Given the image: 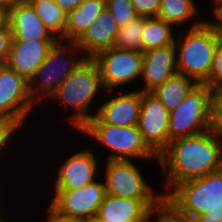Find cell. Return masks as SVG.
<instances>
[{
  "mask_svg": "<svg viewBox=\"0 0 222 222\" xmlns=\"http://www.w3.org/2000/svg\"><path fill=\"white\" fill-rule=\"evenodd\" d=\"M106 7V0H84L67 14L64 36L61 40L76 42Z\"/></svg>",
  "mask_w": 222,
  "mask_h": 222,
  "instance_id": "ffe728a7",
  "label": "cell"
},
{
  "mask_svg": "<svg viewBox=\"0 0 222 222\" xmlns=\"http://www.w3.org/2000/svg\"><path fill=\"white\" fill-rule=\"evenodd\" d=\"M0 222H7V221L4 219V217L2 218L1 213H0Z\"/></svg>",
  "mask_w": 222,
  "mask_h": 222,
  "instance_id": "60d3db41",
  "label": "cell"
},
{
  "mask_svg": "<svg viewBox=\"0 0 222 222\" xmlns=\"http://www.w3.org/2000/svg\"><path fill=\"white\" fill-rule=\"evenodd\" d=\"M213 112H222V86L213 90Z\"/></svg>",
  "mask_w": 222,
  "mask_h": 222,
  "instance_id": "d590c367",
  "label": "cell"
},
{
  "mask_svg": "<svg viewBox=\"0 0 222 222\" xmlns=\"http://www.w3.org/2000/svg\"><path fill=\"white\" fill-rule=\"evenodd\" d=\"M33 106L29 82L6 64L0 65V117L13 119L23 127Z\"/></svg>",
  "mask_w": 222,
  "mask_h": 222,
  "instance_id": "8fae6325",
  "label": "cell"
},
{
  "mask_svg": "<svg viewBox=\"0 0 222 222\" xmlns=\"http://www.w3.org/2000/svg\"><path fill=\"white\" fill-rule=\"evenodd\" d=\"M106 7L114 16L119 27L138 17L131 0H106Z\"/></svg>",
  "mask_w": 222,
  "mask_h": 222,
  "instance_id": "484cf974",
  "label": "cell"
},
{
  "mask_svg": "<svg viewBox=\"0 0 222 222\" xmlns=\"http://www.w3.org/2000/svg\"><path fill=\"white\" fill-rule=\"evenodd\" d=\"M164 199H131L105 195L95 220L107 222H147Z\"/></svg>",
  "mask_w": 222,
  "mask_h": 222,
  "instance_id": "4fadbf2b",
  "label": "cell"
},
{
  "mask_svg": "<svg viewBox=\"0 0 222 222\" xmlns=\"http://www.w3.org/2000/svg\"><path fill=\"white\" fill-rule=\"evenodd\" d=\"M95 116L87 123H107L114 126L137 125L141 108V91L121 92L108 101L102 102Z\"/></svg>",
  "mask_w": 222,
  "mask_h": 222,
  "instance_id": "9a60e30c",
  "label": "cell"
},
{
  "mask_svg": "<svg viewBox=\"0 0 222 222\" xmlns=\"http://www.w3.org/2000/svg\"><path fill=\"white\" fill-rule=\"evenodd\" d=\"M214 9L212 10L214 16L216 17L215 21L208 20L209 23L214 27L215 31L222 37V0H214Z\"/></svg>",
  "mask_w": 222,
  "mask_h": 222,
  "instance_id": "836d02e7",
  "label": "cell"
},
{
  "mask_svg": "<svg viewBox=\"0 0 222 222\" xmlns=\"http://www.w3.org/2000/svg\"><path fill=\"white\" fill-rule=\"evenodd\" d=\"M213 130L222 138V112H213Z\"/></svg>",
  "mask_w": 222,
  "mask_h": 222,
  "instance_id": "8d00e7d4",
  "label": "cell"
},
{
  "mask_svg": "<svg viewBox=\"0 0 222 222\" xmlns=\"http://www.w3.org/2000/svg\"><path fill=\"white\" fill-rule=\"evenodd\" d=\"M193 222H222V207L208 209L206 214L198 215Z\"/></svg>",
  "mask_w": 222,
  "mask_h": 222,
  "instance_id": "d6a6232c",
  "label": "cell"
},
{
  "mask_svg": "<svg viewBox=\"0 0 222 222\" xmlns=\"http://www.w3.org/2000/svg\"><path fill=\"white\" fill-rule=\"evenodd\" d=\"M23 128L17 121L0 117V155L4 153L3 151L7 149L6 147L11 142L14 134L17 130Z\"/></svg>",
  "mask_w": 222,
  "mask_h": 222,
  "instance_id": "83f0119b",
  "label": "cell"
},
{
  "mask_svg": "<svg viewBox=\"0 0 222 222\" xmlns=\"http://www.w3.org/2000/svg\"><path fill=\"white\" fill-rule=\"evenodd\" d=\"M23 1L25 0H0V6L10 10Z\"/></svg>",
  "mask_w": 222,
  "mask_h": 222,
  "instance_id": "f35d334b",
  "label": "cell"
},
{
  "mask_svg": "<svg viewBox=\"0 0 222 222\" xmlns=\"http://www.w3.org/2000/svg\"><path fill=\"white\" fill-rule=\"evenodd\" d=\"M164 204L191 221L208 209L222 207V169L179 182L164 196Z\"/></svg>",
  "mask_w": 222,
  "mask_h": 222,
  "instance_id": "3957f363",
  "label": "cell"
},
{
  "mask_svg": "<svg viewBox=\"0 0 222 222\" xmlns=\"http://www.w3.org/2000/svg\"><path fill=\"white\" fill-rule=\"evenodd\" d=\"M213 128V90L199 84L176 109L170 111L168 138L195 136Z\"/></svg>",
  "mask_w": 222,
  "mask_h": 222,
  "instance_id": "8992f818",
  "label": "cell"
},
{
  "mask_svg": "<svg viewBox=\"0 0 222 222\" xmlns=\"http://www.w3.org/2000/svg\"><path fill=\"white\" fill-rule=\"evenodd\" d=\"M78 132L95 139L110 149L106 160H158L142 139L137 125L114 126L107 123H86Z\"/></svg>",
  "mask_w": 222,
  "mask_h": 222,
  "instance_id": "52a82bcc",
  "label": "cell"
},
{
  "mask_svg": "<svg viewBox=\"0 0 222 222\" xmlns=\"http://www.w3.org/2000/svg\"><path fill=\"white\" fill-rule=\"evenodd\" d=\"M9 27V10L0 6V30Z\"/></svg>",
  "mask_w": 222,
  "mask_h": 222,
  "instance_id": "74e56055",
  "label": "cell"
},
{
  "mask_svg": "<svg viewBox=\"0 0 222 222\" xmlns=\"http://www.w3.org/2000/svg\"><path fill=\"white\" fill-rule=\"evenodd\" d=\"M55 41L11 40L6 65L28 82L46 59Z\"/></svg>",
  "mask_w": 222,
  "mask_h": 222,
  "instance_id": "2e32d148",
  "label": "cell"
},
{
  "mask_svg": "<svg viewBox=\"0 0 222 222\" xmlns=\"http://www.w3.org/2000/svg\"><path fill=\"white\" fill-rule=\"evenodd\" d=\"M172 28L159 17H144L142 52L173 45L176 37Z\"/></svg>",
  "mask_w": 222,
  "mask_h": 222,
  "instance_id": "603a6c76",
  "label": "cell"
},
{
  "mask_svg": "<svg viewBox=\"0 0 222 222\" xmlns=\"http://www.w3.org/2000/svg\"><path fill=\"white\" fill-rule=\"evenodd\" d=\"M34 8L42 23L57 38L64 36L67 14L54 0H27Z\"/></svg>",
  "mask_w": 222,
  "mask_h": 222,
  "instance_id": "cb8c5ba5",
  "label": "cell"
},
{
  "mask_svg": "<svg viewBox=\"0 0 222 222\" xmlns=\"http://www.w3.org/2000/svg\"><path fill=\"white\" fill-rule=\"evenodd\" d=\"M11 40L12 32L9 27L0 30V65L5 64L8 59Z\"/></svg>",
  "mask_w": 222,
  "mask_h": 222,
  "instance_id": "4dcf8cb0",
  "label": "cell"
},
{
  "mask_svg": "<svg viewBox=\"0 0 222 222\" xmlns=\"http://www.w3.org/2000/svg\"><path fill=\"white\" fill-rule=\"evenodd\" d=\"M166 175L167 192L179 182L222 169V138L212 129L170 142L157 160Z\"/></svg>",
  "mask_w": 222,
  "mask_h": 222,
  "instance_id": "6da1fadb",
  "label": "cell"
},
{
  "mask_svg": "<svg viewBox=\"0 0 222 222\" xmlns=\"http://www.w3.org/2000/svg\"><path fill=\"white\" fill-rule=\"evenodd\" d=\"M215 90L222 86V37H219L213 53L212 66L208 79L203 83Z\"/></svg>",
  "mask_w": 222,
  "mask_h": 222,
  "instance_id": "4316f807",
  "label": "cell"
},
{
  "mask_svg": "<svg viewBox=\"0 0 222 222\" xmlns=\"http://www.w3.org/2000/svg\"><path fill=\"white\" fill-rule=\"evenodd\" d=\"M84 0H54V2L66 13L69 14L77 8Z\"/></svg>",
  "mask_w": 222,
  "mask_h": 222,
  "instance_id": "e575fe53",
  "label": "cell"
},
{
  "mask_svg": "<svg viewBox=\"0 0 222 222\" xmlns=\"http://www.w3.org/2000/svg\"><path fill=\"white\" fill-rule=\"evenodd\" d=\"M47 219L44 222H82L78 219L72 218L69 215L61 213L52 204L47 207Z\"/></svg>",
  "mask_w": 222,
  "mask_h": 222,
  "instance_id": "1f68e13d",
  "label": "cell"
},
{
  "mask_svg": "<svg viewBox=\"0 0 222 222\" xmlns=\"http://www.w3.org/2000/svg\"><path fill=\"white\" fill-rule=\"evenodd\" d=\"M85 59L76 42L57 39L29 81V93L34 103L37 104L40 100L42 103L44 98L49 100L55 90Z\"/></svg>",
  "mask_w": 222,
  "mask_h": 222,
  "instance_id": "5b68a950",
  "label": "cell"
},
{
  "mask_svg": "<svg viewBox=\"0 0 222 222\" xmlns=\"http://www.w3.org/2000/svg\"><path fill=\"white\" fill-rule=\"evenodd\" d=\"M9 28L12 32V40H57L50 30L44 26L27 0L9 10Z\"/></svg>",
  "mask_w": 222,
  "mask_h": 222,
  "instance_id": "d6986e66",
  "label": "cell"
},
{
  "mask_svg": "<svg viewBox=\"0 0 222 222\" xmlns=\"http://www.w3.org/2000/svg\"><path fill=\"white\" fill-rule=\"evenodd\" d=\"M118 29L114 16L105 7L76 44L86 58H94L99 52L114 47Z\"/></svg>",
  "mask_w": 222,
  "mask_h": 222,
  "instance_id": "ac0fdd59",
  "label": "cell"
},
{
  "mask_svg": "<svg viewBox=\"0 0 222 222\" xmlns=\"http://www.w3.org/2000/svg\"><path fill=\"white\" fill-rule=\"evenodd\" d=\"M134 160H106V195L131 199H164L146 182ZM154 191V192H153Z\"/></svg>",
  "mask_w": 222,
  "mask_h": 222,
  "instance_id": "ba28073f",
  "label": "cell"
},
{
  "mask_svg": "<svg viewBox=\"0 0 222 222\" xmlns=\"http://www.w3.org/2000/svg\"><path fill=\"white\" fill-rule=\"evenodd\" d=\"M50 202L61 213L80 221L94 219L106 195L105 184L95 180L77 190H53Z\"/></svg>",
  "mask_w": 222,
  "mask_h": 222,
  "instance_id": "7c38bea8",
  "label": "cell"
},
{
  "mask_svg": "<svg viewBox=\"0 0 222 222\" xmlns=\"http://www.w3.org/2000/svg\"><path fill=\"white\" fill-rule=\"evenodd\" d=\"M198 5L194 0H161V7L157 17L164 20L172 27L185 25L189 22L188 28L201 25L206 19L197 15ZM198 16V17H196ZM192 20V21H191Z\"/></svg>",
  "mask_w": 222,
  "mask_h": 222,
  "instance_id": "44dd1931",
  "label": "cell"
},
{
  "mask_svg": "<svg viewBox=\"0 0 222 222\" xmlns=\"http://www.w3.org/2000/svg\"><path fill=\"white\" fill-rule=\"evenodd\" d=\"M82 222H106V220H95V219H89V220H84Z\"/></svg>",
  "mask_w": 222,
  "mask_h": 222,
  "instance_id": "ab89813d",
  "label": "cell"
},
{
  "mask_svg": "<svg viewBox=\"0 0 222 222\" xmlns=\"http://www.w3.org/2000/svg\"><path fill=\"white\" fill-rule=\"evenodd\" d=\"M169 115L170 112L152 91H141V108L137 127L144 143L157 157L170 144Z\"/></svg>",
  "mask_w": 222,
  "mask_h": 222,
  "instance_id": "30bf717a",
  "label": "cell"
},
{
  "mask_svg": "<svg viewBox=\"0 0 222 222\" xmlns=\"http://www.w3.org/2000/svg\"><path fill=\"white\" fill-rule=\"evenodd\" d=\"M99 90L104 91L98 64L93 58H86L65 79V81L49 97L68 105L73 113L69 116V124L79 131L93 116L88 110ZM88 111V112H87ZM90 113V114H89Z\"/></svg>",
  "mask_w": 222,
  "mask_h": 222,
  "instance_id": "7a4b0ae2",
  "label": "cell"
},
{
  "mask_svg": "<svg viewBox=\"0 0 222 222\" xmlns=\"http://www.w3.org/2000/svg\"><path fill=\"white\" fill-rule=\"evenodd\" d=\"M156 221L154 222H193L188 219L177 216L169 207L163 204L160 208L153 212Z\"/></svg>",
  "mask_w": 222,
  "mask_h": 222,
  "instance_id": "f546056e",
  "label": "cell"
},
{
  "mask_svg": "<svg viewBox=\"0 0 222 222\" xmlns=\"http://www.w3.org/2000/svg\"><path fill=\"white\" fill-rule=\"evenodd\" d=\"M152 217H153V213H152V215H151V217H150V220H148L147 222H152V221H151Z\"/></svg>",
  "mask_w": 222,
  "mask_h": 222,
  "instance_id": "b9f144b4",
  "label": "cell"
},
{
  "mask_svg": "<svg viewBox=\"0 0 222 222\" xmlns=\"http://www.w3.org/2000/svg\"><path fill=\"white\" fill-rule=\"evenodd\" d=\"M198 85L194 79L177 73L152 92L170 112L176 109L180 102Z\"/></svg>",
  "mask_w": 222,
  "mask_h": 222,
  "instance_id": "7402d4cb",
  "label": "cell"
},
{
  "mask_svg": "<svg viewBox=\"0 0 222 222\" xmlns=\"http://www.w3.org/2000/svg\"><path fill=\"white\" fill-rule=\"evenodd\" d=\"M187 30L185 35H178L174 42L177 72L203 84L209 77L213 53L220 35L208 20Z\"/></svg>",
  "mask_w": 222,
  "mask_h": 222,
  "instance_id": "277c9868",
  "label": "cell"
},
{
  "mask_svg": "<svg viewBox=\"0 0 222 222\" xmlns=\"http://www.w3.org/2000/svg\"><path fill=\"white\" fill-rule=\"evenodd\" d=\"M138 16L157 17L161 0H131Z\"/></svg>",
  "mask_w": 222,
  "mask_h": 222,
  "instance_id": "f1b7e54d",
  "label": "cell"
},
{
  "mask_svg": "<svg viewBox=\"0 0 222 222\" xmlns=\"http://www.w3.org/2000/svg\"><path fill=\"white\" fill-rule=\"evenodd\" d=\"M100 70L104 91L122 88L135 79H141L143 52L111 47L94 58Z\"/></svg>",
  "mask_w": 222,
  "mask_h": 222,
  "instance_id": "9c48e42d",
  "label": "cell"
},
{
  "mask_svg": "<svg viewBox=\"0 0 222 222\" xmlns=\"http://www.w3.org/2000/svg\"><path fill=\"white\" fill-rule=\"evenodd\" d=\"M175 44L143 52L141 79L145 82L139 91H153L177 74Z\"/></svg>",
  "mask_w": 222,
  "mask_h": 222,
  "instance_id": "e0dca14e",
  "label": "cell"
},
{
  "mask_svg": "<svg viewBox=\"0 0 222 222\" xmlns=\"http://www.w3.org/2000/svg\"><path fill=\"white\" fill-rule=\"evenodd\" d=\"M144 17L138 16L131 22L119 27L114 47L122 50L142 52V37Z\"/></svg>",
  "mask_w": 222,
  "mask_h": 222,
  "instance_id": "d4e9b609",
  "label": "cell"
},
{
  "mask_svg": "<svg viewBox=\"0 0 222 222\" xmlns=\"http://www.w3.org/2000/svg\"><path fill=\"white\" fill-rule=\"evenodd\" d=\"M93 152L86 147L65 159L57 170L53 190H77L98 180V159Z\"/></svg>",
  "mask_w": 222,
  "mask_h": 222,
  "instance_id": "5bb4252c",
  "label": "cell"
}]
</instances>
